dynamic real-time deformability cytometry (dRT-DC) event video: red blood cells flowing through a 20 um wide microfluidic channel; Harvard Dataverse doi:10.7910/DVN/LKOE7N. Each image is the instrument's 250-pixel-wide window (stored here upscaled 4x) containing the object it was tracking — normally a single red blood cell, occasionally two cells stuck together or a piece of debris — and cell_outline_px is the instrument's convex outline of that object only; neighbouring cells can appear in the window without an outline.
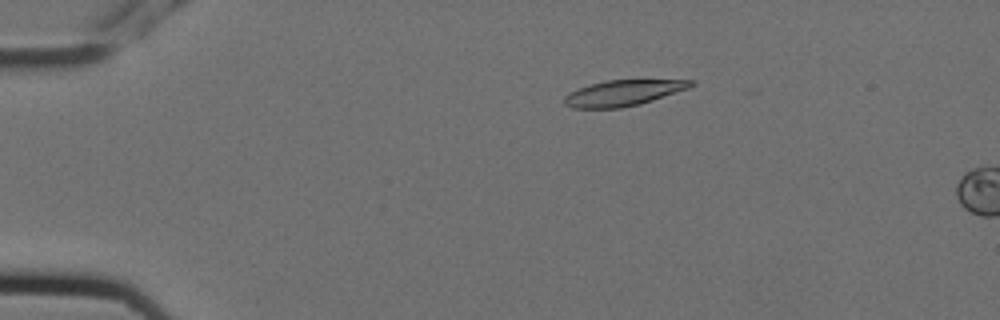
{"species": "Egyptian fruit bat (a non-hibernating species)", "species_latin": "Rousettus aegyptiacus", "temperature_condition": "cold", "stored_images_in_passage": 4, "camera_frame_rate_fps": 3000, "um_per_image_px": 0.085, "animal": {"sex": "female"}, "frame": {"image": 1, "passage_image": 3, "time_ms": 0.667, "image_size_px": [1000, 320], "cell_outline_px": [[696, 84], [688, 88], [640, 104], [620, 108], [572, 108], [564, 104], [564, 96], [580, 88], [592, 84], [608, 80], [696, 80]], "centroid_in_image_um": [52.99, 7.9], "position_along_channel_um": 32.0, "area_um2": 18.73}}